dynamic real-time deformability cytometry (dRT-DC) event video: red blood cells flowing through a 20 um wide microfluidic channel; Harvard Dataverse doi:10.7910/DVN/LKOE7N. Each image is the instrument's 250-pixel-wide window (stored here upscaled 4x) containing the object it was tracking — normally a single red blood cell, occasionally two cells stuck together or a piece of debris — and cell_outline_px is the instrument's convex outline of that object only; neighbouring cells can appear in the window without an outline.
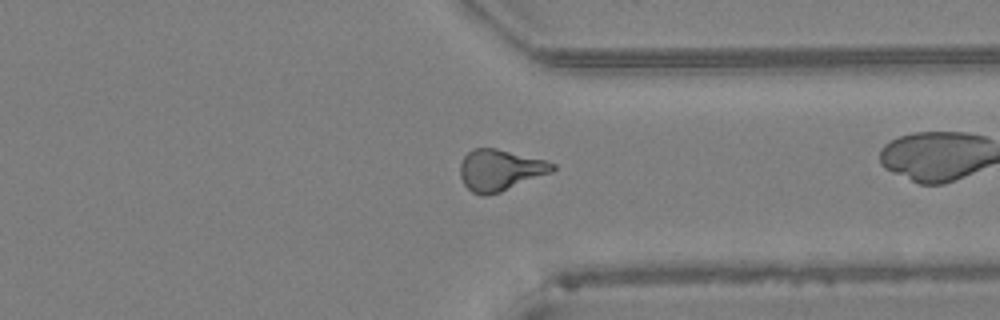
{"species": "Egyptian fruit bat (a non-hibernating species)", "species_latin": "Rousettus aegyptiacus", "temperature_condition": "warm", "stored_images_in_passage": 30, "camera_frame_rate_fps": 3000, "um_per_image_px": 0.085, "animal": {"sex": "female"}, "frame": {"image": 1, "passage_image": 30, "time_ms": 9.667, "image_size_px": [1000, 320], "cell_outline_px": [[556, 168], [552, 172], [500, 192], [484, 196], [472, 192], [464, 184], [460, 176], [460, 164], [464, 156], [472, 148], [496, 148], [548, 160], [556, 164]], "centroid_in_image_um": [42.52, 14.44], "position_along_channel_um": 368.9, "area_um2": 22.31}, "authors_computed_cell_mechanics": {"area_um2": 21.9929, "velocity_mm_per_s": 4.3414, "shape_relaxation_time_tau1_ms": null, "shape_relaxation_time_tau2_ms": 2.8114, "deformation_change_tau1": null, "deformation_change_tau2": 0.1098}}